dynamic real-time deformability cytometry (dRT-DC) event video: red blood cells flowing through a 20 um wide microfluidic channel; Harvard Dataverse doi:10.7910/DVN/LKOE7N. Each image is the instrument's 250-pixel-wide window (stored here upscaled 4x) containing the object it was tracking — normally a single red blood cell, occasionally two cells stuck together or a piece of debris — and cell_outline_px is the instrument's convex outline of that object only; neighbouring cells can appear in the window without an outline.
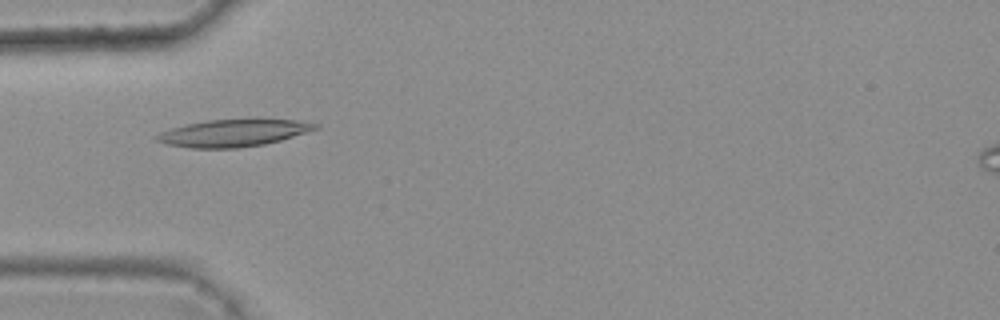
{"species": "common noctule bat (a hibernating species)", "species_latin": "Nyctalus noctula", "temperature_condition": "warm", "stored_images_in_passage": 4, "camera_frame_rate_fps": 3000, "um_per_image_px": 0.085, "animal": {"sex": "female", "body_mass_g": 25.1}, "frame": {"image": 1, "passage_image": 3, "time_ms": 0.667, "image_size_px": [1000, 320], "cell_outline_px": [[320, 128], [280, 140], [264, 144], [240, 148], [188, 148], [164, 144], [156, 140], [156, 136], [160, 132], [172, 128], [188, 124], [208, 120], [296, 120], [320, 124]], "centroid_in_image_um": [19.82, 11.32], "position_along_channel_um": 65.2, "area_um2": 24.8}}
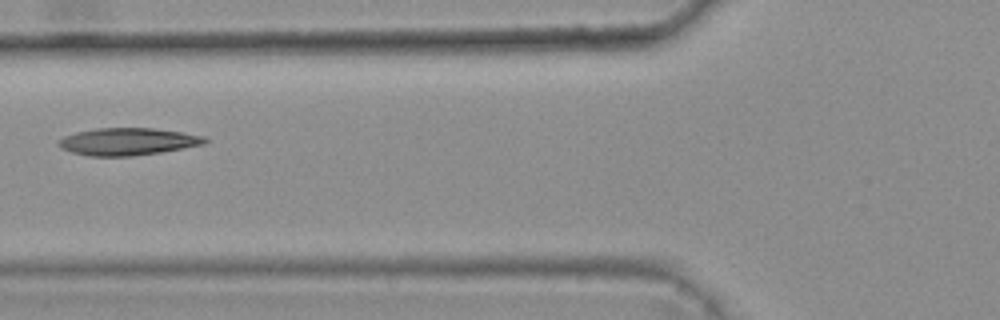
{"frame": {"image": 2, "passage_image": 4, "time_ms": 1.0, "image_size_px": [1000, 320], "cell_outline_px": [[208, 140], [204, 144], [184, 148], [160, 152], [132, 156], [88, 156], [72, 152], [60, 148], [56, 144], [56, 140], [64, 136], [76, 132], [96, 128], [152, 128], [180, 132], [204, 136]], "centroid_in_image_um": [10.8, 12.03], "position_along_channel_um": 115.0, "area_um2": 23.29}}